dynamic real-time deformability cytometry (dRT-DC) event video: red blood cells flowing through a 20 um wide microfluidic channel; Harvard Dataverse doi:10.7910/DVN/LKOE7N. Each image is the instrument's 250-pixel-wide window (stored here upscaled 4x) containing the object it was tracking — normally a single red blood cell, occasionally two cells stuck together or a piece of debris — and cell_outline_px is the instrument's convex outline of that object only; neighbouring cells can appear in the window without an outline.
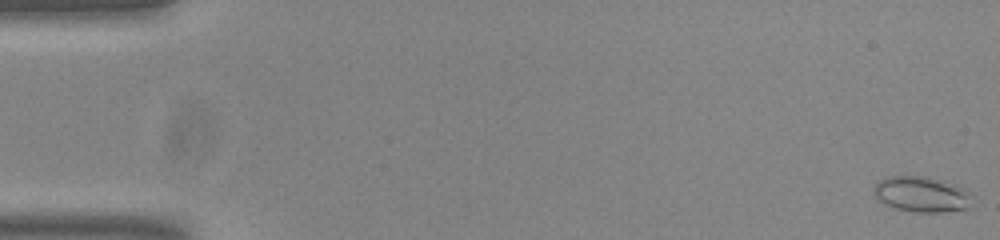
{"species": "common noctule bat (a hibernating species)", "species_latin": "Nyctalus noctula", "temperature_condition": "room temperature", "stored_images_in_passage": 55, "camera_frame_rate_fps": 3000, "um_per_image_px": 0.085, "animal": {"sex": "male", "body_mass_g": 20.0, "forearm_length_mm": 53.3}, "frame": {"image": 1, "passage_image": 1, "time_ms": 0.0, "image_size_px": [1000, 240], "cell_outline_px": [[972, 196], [968, 208], [940, 212], [916, 212], [896, 208], [884, 204], [872, 192], [876, 184], [880, 180], [888, 176], [928, 176], [944, 180], [956, 184], [964, 188]], "centroid_in_image_um": [78.34, 16.49], "position_along_channel_um": 6.7, "area_um2": 20.4}}
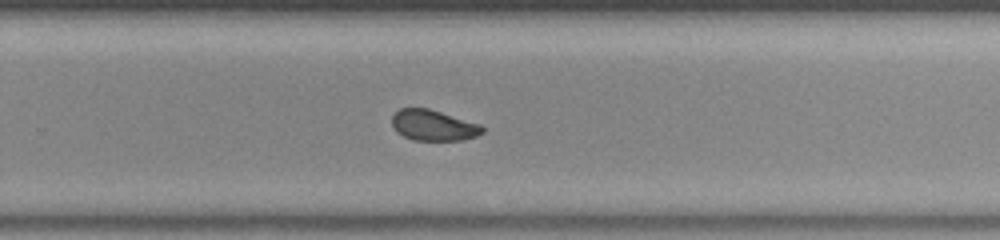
{"frame": {"image": 2, "passage_image": 36, "time_ms": 11.667, "image_size_px": [1000, 240], "cell_outline_px": [[484, 132], [476, 136], [460, 140], [412, 140], [396, 132], [392, 124], [392, 116], [400, 108], [428, 108], [480, 124], [484, 128]], "centroid_in_image_um": [36.82, 10.65], "position_along_channel_um": 293.0, "area_um2": 16.13}}
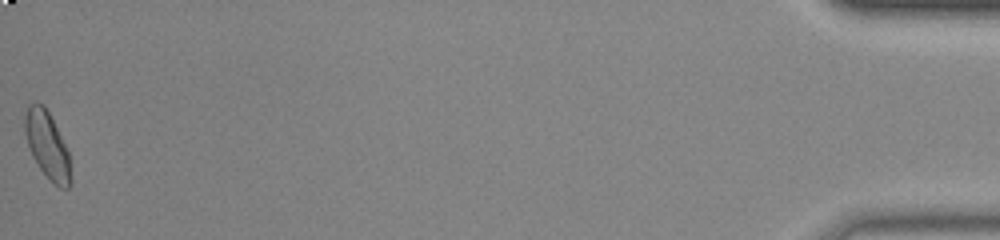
{"frame": {"image": 3, "passage_image": 55, "time_ms": 18.0, "image_size_px": [1000, 240], "cell_outline_px": [[72, 184], [68, 188], [60, 188], [40, 168], [32, 156], [24, 132], [24, 116], [28, 104], [36, 100], [44, 104], [68, 152], [72, 180]], "centroid_in_image_um": [4.0, 12.3], "position_along_channel_um": 431.2, "area_um2": 17.69}, "authors_computed_cell_mechanics": {"area_um2": 17.5134, "velocity_mm_per_s": 3.7622, "shape_relaxation_time_tau1_ms": 3.5629, "shape_relaxation_time_tau2_ms": 1.6686, "deformation_change_tau1": 0.084, "deformation_change_tau2": 0.058}}